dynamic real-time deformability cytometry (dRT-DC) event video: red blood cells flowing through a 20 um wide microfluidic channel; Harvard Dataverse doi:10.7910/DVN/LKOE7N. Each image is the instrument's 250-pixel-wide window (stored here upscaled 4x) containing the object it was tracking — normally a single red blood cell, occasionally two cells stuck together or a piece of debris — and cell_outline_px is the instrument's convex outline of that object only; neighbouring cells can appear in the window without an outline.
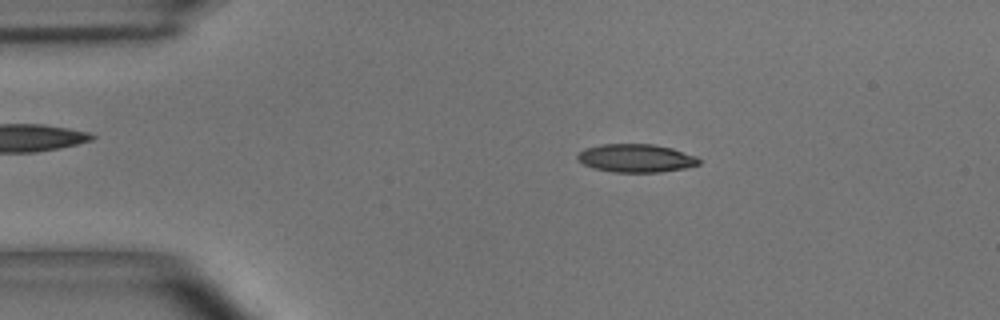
{"species": "common noctule bat (a hibernating species)", "species_latin": "Nyctalus noctula", "temperature_condition": "room temperature", "stored_images_in_passage": 12, "camera_frame_rate_fps": 3000, "um_per_image_px": 0.085, "animal": {"sex": "male", "body_mass_g": 15.6}, "frame": {"image": 1, "passage_image": 1, "time_ms": 0.0, "image_size_px": [1000, 320], "cell_outline_px": [[700, 164], [684, 168], [660, 172], [612, 172], [592, 168], [576, 160], [576, 156], [584, 148], [600, 144], [656, 144], [672, 148], [696, 156], [700, 160]], "centroid_in_image_um": [54.03, 13.44], "position_along_channel_um": 31.0, "area_um2": 20.11}}
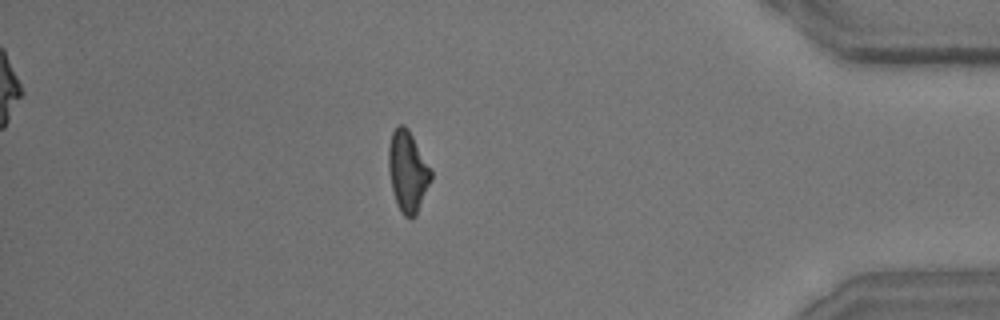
{"frame": {"image": 2, "passage_image": 11, "time_ms": 3.333, "image_size_px": [1000, 320], "cell_outline_px": [[432, 180], [416, 216], [412, 220], [404, 216], [400, 212], [396, 204], [392, 188], [388, 168], [388, 148], [392, 132], [400, 124], [404, 124], [408, 128], [432, 168]], "centroid_in_image_um": [34.68, 14.6], "position_along_channel_um": 400.5, "area_um2": 20.46}}